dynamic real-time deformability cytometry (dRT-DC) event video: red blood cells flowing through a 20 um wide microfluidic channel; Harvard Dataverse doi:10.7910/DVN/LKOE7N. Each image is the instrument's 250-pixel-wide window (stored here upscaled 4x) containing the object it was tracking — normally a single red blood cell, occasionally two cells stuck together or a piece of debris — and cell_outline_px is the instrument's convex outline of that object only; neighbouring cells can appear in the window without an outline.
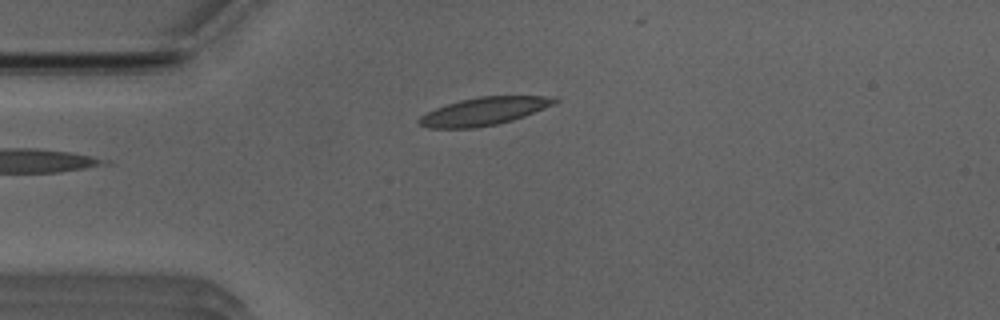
{"species": "Egyptian fruit bat (a non-hibernating species)", "species_latin": "Rousettus aegyptiacus", "temperature_condition": "room temperature", "stored_images_in_passage": 33, "camera_frame_rate_fps": 3000, "um_per_image_px": 0.085, "animal": {"sex": "male"}, "frame": {"image": 1, "passage_image": 1, "time_ms": 0.0, "image_size_px": [1000, 320], "cell_outline_px": [[560, 100], [552, 104], [524, 116], [512, 120], [496, 124], [476, 128], [428, 128], [420, 124], [416, 120], [420, 116], [436, 108], [460, 100], [480, 96], [556, 96]], "centroid_in_image_um": [41.12, 9.46], "position_along_channel_um": 43.9, "area_um2": 21.79}}
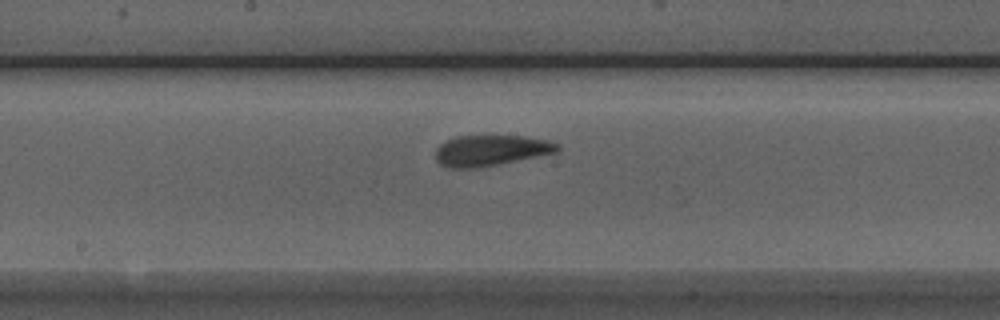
{"frame": {"image": 2, "passage_image": 15, "time_ms": 4.667, "image_size_px": [1000, 320], "cell_outline_px": [[560, 152], [480, 168], [452, 168], [440, 164], [436, 160], [436, 148], [440, 144], [456, 136], [524, 136], [548, 140], [560, 144]], "centroid_in_image_um": [41.77, 12.79], "position_along_channel_um": 206.4, "area_um2": 22.08}}
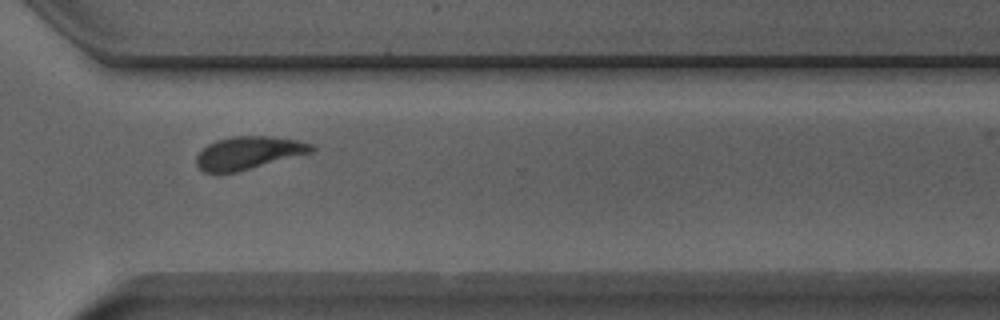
{"frame": {"image": 3, "passage_image": 26, "time_ms": 8.333, "image_size_px": [1000, 320], "cell_outline_px": [[316, 148], [312, 152], [236, 172], [216, 176], [204, 172], [196, 164], [196, 156], [208, 144], [216, 140], [232, 136], [272, 136], [300, 140], [312, 144]], "centroid_in_image_um": [21.09, 13.01], "position_along_channel_um": 349.5, "area_um2": 22.31}, "authors_computed_cell_mechanics": {"area_um2": 21.6172, "velocity_mm_per_s": 3.8935, "shape_relaxation_time_tau1_ms": 3.5629, "shape_relaxation_time_tau2_ms": 1.6372, "deformation_change_tau1": 0.1551, "deformation_change_tau2": 0.0959}}